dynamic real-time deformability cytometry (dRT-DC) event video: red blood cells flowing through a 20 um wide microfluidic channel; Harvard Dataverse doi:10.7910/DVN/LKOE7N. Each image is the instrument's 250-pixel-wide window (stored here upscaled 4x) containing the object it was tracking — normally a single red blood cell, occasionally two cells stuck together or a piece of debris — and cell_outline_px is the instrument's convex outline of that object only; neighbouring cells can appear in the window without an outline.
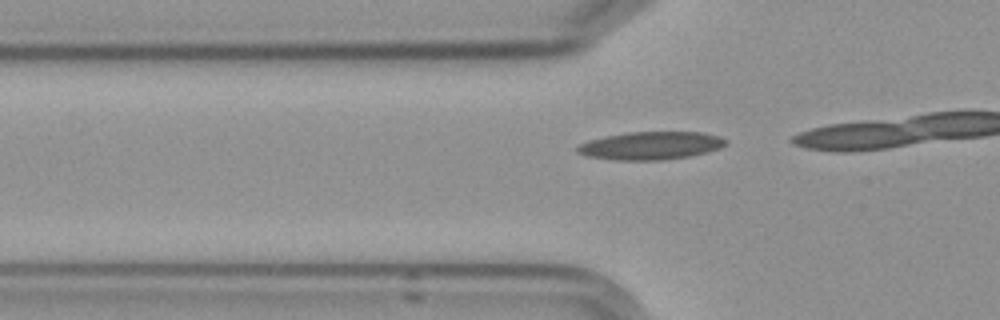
{"species": "Egyptian fruit bat (a non-hibernating species)", "species_latin": "Rousettus aegyptiacus", "temperature_condition": "cold", "stored_images_in_passage": 11, "camera_frame_rate_fps": 3000, "um_per_image_px": 0.085, "frame": {"image": 1, "passage_image": 8, "time_ms": 2.333, "image_size_px": [1000, 320], "cell_outline_px": [[728, 144], [720, 148], [708, 152], [688, 156], [664, 160], [616, 160], [588, 156], [576, 152], [576, 148], [580, 144], [592, 140], [608, 136], [628, 132], [704, 132], [720, 136], [728, 140]], "centroid_in_image_um": [55.39, 12.38], "position_along_channel_um": 70.4, "area_um2": 24.1}}